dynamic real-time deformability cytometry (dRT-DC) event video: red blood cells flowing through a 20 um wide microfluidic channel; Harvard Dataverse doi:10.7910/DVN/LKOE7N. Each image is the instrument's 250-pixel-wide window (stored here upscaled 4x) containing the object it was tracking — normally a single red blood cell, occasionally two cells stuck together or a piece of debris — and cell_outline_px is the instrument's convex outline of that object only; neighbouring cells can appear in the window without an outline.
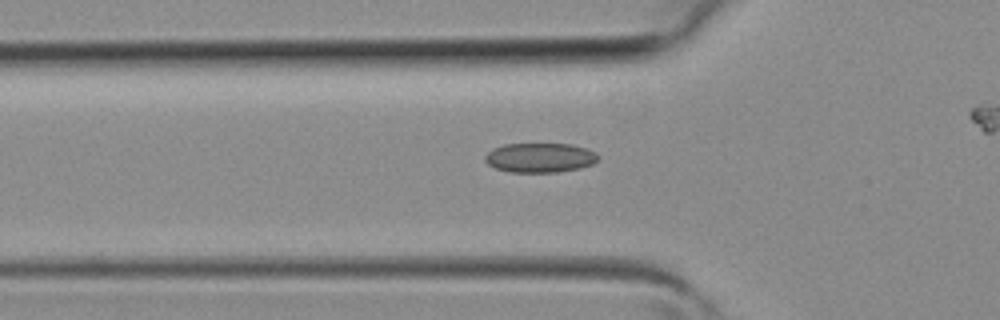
{"species": "common noctule bat (a hibernating species)", "species_latin": "Nyctalus noctula", "temperature_condition": "room temperature", "stored_images_in_passage": 3, "camera_frame_rate_fps": 3000, "um_per_image_px": 0.085, "animal": {"sex": "female", "body_mass_g": 19.3, "forearm_length_mm": 54.1}, "frame": {"image": 1, "passage_image": 2, "time_ms": 0.333, "image_size_px": [1000, 320], "cell_outline_px": [[600, 160], [592, 164], [580, 168], [556, 172], [508, 172], [496, 168], [488, 164], [484, 160], [484, 156], [492, 148], [504, 144], [572, 144], [596, 152], [600, 156]], "centroid_in_image_um": [45.9, 13.4], "position_along_channel_um": 79.9, "area_um2": 19.59}}